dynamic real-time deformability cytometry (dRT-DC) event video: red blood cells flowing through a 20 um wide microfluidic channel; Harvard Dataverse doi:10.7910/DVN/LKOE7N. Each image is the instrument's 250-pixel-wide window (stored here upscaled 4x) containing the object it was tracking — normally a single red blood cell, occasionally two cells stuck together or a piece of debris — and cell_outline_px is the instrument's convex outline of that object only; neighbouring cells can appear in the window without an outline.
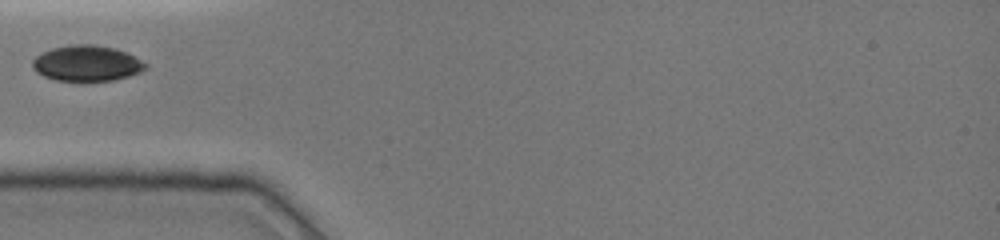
{"species": "common noctule bat (a hibernating species)", "species_latin": "Nyctalus noctula", "temperature_condition": "cold", "stored_images_in_passage": 15, "camera_frame_rate_fps": 3000, "um_per_image_px": 0.085, "animal": {"sex": "female", "body_mass_g": 19.0, "forearm_length_mm": 51.5}, "frame": {"image": 1, "passage_image": 1, "time_ms": 0.0, "image_size_px": [1000, 240], "cell_outline_px": [[148, 68], [140, 72], [116, 80], [80, 84], [56, 80], [44, 76], [36, 72], [32, 68], [32, 60], [36, 56], [52, 48], [72, 44], [96, 44], [116, 48], [148, 64]], "centroid_in_image_um": [7.37, 5.43], "position_along_channel_um": 77.6, "area_um2": 24.28}}
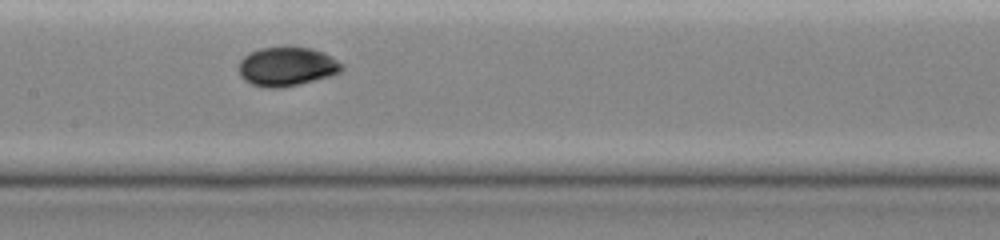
{"frame": {"image": 2, "passage_image": 9, "time_ms": 2.667, "image_size_px": [1000, 240], "cell_outline_px": [[344, 68], [340, 72], [332, 76], [300, 84], [280, 88], [264, 88], [252, 84], [244, 80], [240, 76], [240, 60], [244, 56], [260, 48], [312, 48], [324, 52], [332, 56], [344, 64]], "centroid_in_image_um": [24.43, 5.68], "position_along_channel_um": 183.0, "area_um2": 23.47}}
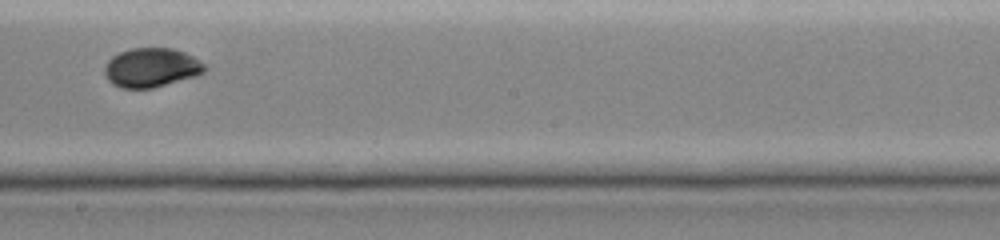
{"frame": {"image": 3, "passage_image": 13, "time_ms": 4.0, "image_size_px": [1000, 240], "cell_outline_px": [[208, 68], [204, 72], [196, 76], [152, 88], [120, 88], [112, 84], [104, 76], [104, 68], [108, 60], [112, 56], [120, 52], [132, 48], [172, 48], [184, 52], [192, 56], [204, 64]], "centroid_in_image_um": [12.84, 5.75], "position_along_channel_um": 235.4, "area_um2": 22.89}}